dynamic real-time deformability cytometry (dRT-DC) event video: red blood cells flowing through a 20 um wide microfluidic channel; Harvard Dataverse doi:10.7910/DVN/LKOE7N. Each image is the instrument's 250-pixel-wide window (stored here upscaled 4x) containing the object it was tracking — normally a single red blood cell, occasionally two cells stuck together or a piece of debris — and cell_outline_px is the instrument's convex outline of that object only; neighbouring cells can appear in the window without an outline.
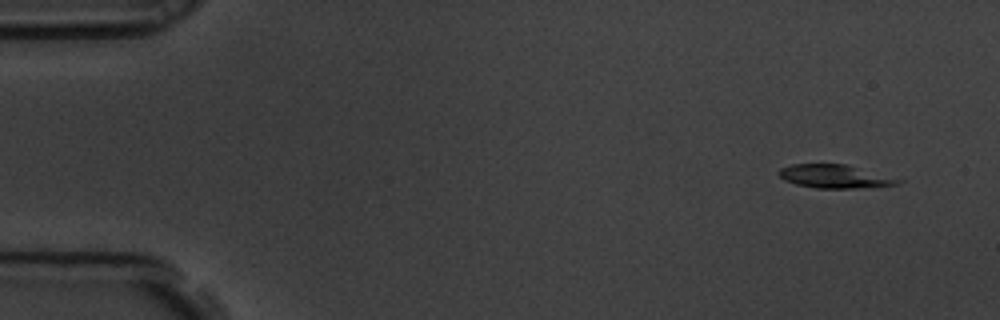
{"species": "common noctule bat (a hibernating species)", "species_latin": "Nyctalus noctula", "temperature_condition": "room temperature", "stored_images_in_passage": 10, "camera_frame_rate_fps": 3000, "um_per_image_px": 0.085, "animal": {"sex": "male", "body_mass_g": 19.5, "forearm_length_mm": 54.6}, "frame": {"image": 1, "passage_image": 1, "time_ms": 0.0, "image_size_px": [1000, 320], "cell_outline_px": [[904, 180], [896, 184], [856, 188], [816, 188], [796, 184], [784, 180], [776, 172], [780, 168], [792, 164], [848, 164]], "centroid_in_image_um": [70.91, 14.98], "position_along_channel_um": 14.1, "area_um2": 16.18}}
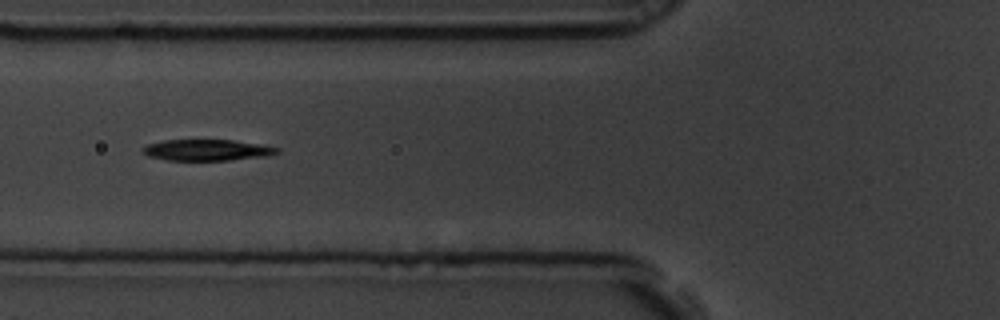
{"frame": {"image": 2, "passage_image": 6, "time_ms": 1.667, "image_size_px": [1000, 320], "cell_outline_px": [[280, 152], [268, 156], [228, 160], [168, 160], [148, 156], [140, 152], [140, 148], [148, 144], [164, 140], [232, 140], [264, 144], [280, 148]], "centroid_in_image_um": [17.61, 12.75], "position_along_channel_um": 108.2, "area_um2": 16.76}}
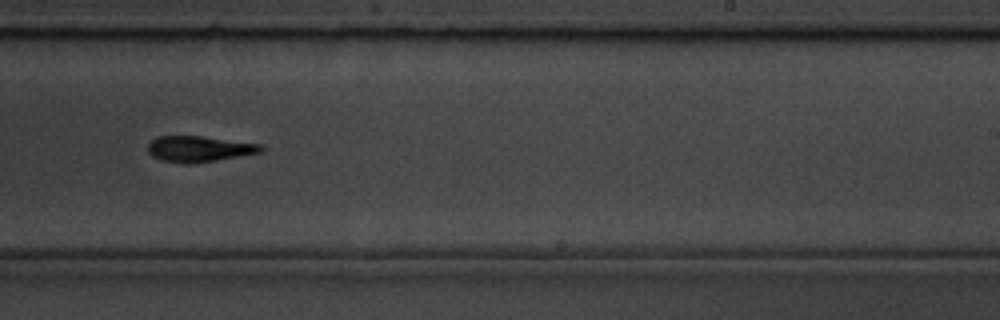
{"frame": {"image": 3, "passage_image": 10, "time_ms": 3.0, "image_size_px": [1000, 320], "cell_outline_px": [[264, 152], [192, 164], [184, 164], [160, 160], [152, 156], [148, 152], [148, 144], [156, 136], [200, 136], [264, 144]], "centroid_in_image_um": [16.95, 12.66], "position_along_channel_um": 272.1, "area_um2": 17.28}}